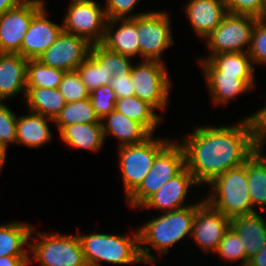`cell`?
Listing matches in <instances>:
<instances>
[{
    "mask_svg": "<svg viewBox=\"0 0 266 266\" xmlns=\"http://www.w3.org/2000/svg\"><path fill=\"white\" fill-rule=\"evenodd\" d=\"M207 89L215 105L227 104L235 97L254 88V79H239L238 75L223 74V71H203Z\"/></svg>",
    "mask_w": 266,
    "mask_h": 266,
    "instance_id": "ffe728a7",
    "label": "cell"
},
{
    "mask_svg": "<svg viewBox=\"0 0 266 266\" xmlns=\"http://www.w3.org/2000/svg\"><path fill=\"white\" fill-rule=\"evenodd\" d=\"M250 118L253 124L255 142L258 149H263L266 144V105L257 112L247 116Z\"/></svg>",
    "mask_w": 266,
    "mask_h": 266,
    "instance_id": "60d3db41",
    "label": "cell"
},
{
    "mask_svg": "<svg viewBox=\"0 0 266 266\" xmlns=\"http://www.w3.org/2000/svg\"><path fill=\"white\" fill-rule=\"evenodd\" d=\"M166 139H153L152 134L141 143L118 147L125 198L139 186L150 171L156 156L171 142Z\"/></svg>",
    "mask_w": 266,
    "mask_h": 266,
    "instance_id": "52a82bcc",
    "label": "cell"
},
{
    "mask_svg": "<svg viewBox=\"0 0 266 266\" xmlns=\"http://www.w3.org/2000/svg\"><path fill=\"white\" fill-rule=\"evenodd\" d=\"M63 142L73 148L98 151L104 138L102 123H76L65 126L60 132Z\"/></svg>",
    "mask_w": 266,
    "mask_h": 266,
    "instance_id": "d4e9b609",
    "label": "cell"
},
{
    "mask_svg": "<svg viewBox=\"0 0 266 266\" xmlns=\"http://www.w3.org/2000/svg\"><path fill=\"white\" fill-rule=\"evenodd\" d=\"M198 185L193 175L185 167L178 175L166 182L158 191L152 194L140 208H156L163 212L185 208L189 206L184 203L189 188L192 186L197 187Z\"/></svg>",
    "mask_w": 266,
    "mask_h": 266,
    "instance_id": "2e32d148",
    "label": "cell"
},
{
    "mask_svg": "<svg viewBox=\"0 0 266 266\" xmlns=\"http://www.w3.org/2000/svg\"><path fill=\"white\" fill-rule=\"evenodd\" d=\"M164 62L141 60L132 66L134 95L156 110H165L169 101L171 81Z\"/></svg>",
    "mask_w": 266,
    "mask_h": 266,
    "instance_id": "ba28073f",
    "label": "cell"
},
{
    "mask_svg": "<svg viewBox=\"0 0 266 266\" xmlns=\"http://www.w3.org/2000/svg\"><path fill=\"white\" fill-rule=\"evenodd\" d=\"M77 236L88 266H102V261L120 265L143 262L138 230L134 237L108 233Z\"/></svg>",
    "mask_w": 266,
    "mask_h": 266,
    "instance_id": "277c9868",
    "label": "cell"
},
{
    "mask_svg": "<svg viewBox=\"0 0 266 266\" xmlns=\"http://www.w3.org/2000/svg\"><path fill=\"white\" fill-rule=\"evenodd\" d=\"M110 86L113 88L116 99L134 96V85L131 81V74H121L111 77Z\"/></svg>",
    "mask_w": 266,
    "mask_h": 266,
    "instance_id": "b9f144b4",
    "label": "cell"
},
{
    "mask_svg": "<svg viewBox=\"0 0 266 266\" xmlns=\"http://www.w3.org/2000/svg\"><path fill=\"white\" fill-rule=\"evenodd\" d=\"M64 71L43 65L38 60H28L26 87L59 88Z\"/></svg>",
    "mask_w": 266,
    "mask_h": 266,
    "instance_id": "1f68e13d",
    "label": "cell"
},
{
    "mask_svg": "<svg viewBox=\"0 0 266 266\" xmlns=\"http://www.w3.org/2000/svg\"><path fill=\"white\" fill-rule=\"evenodd\" d=\"M216 254L223 258L222 260L237 261L241 260V266H247L249 260L246 258L244 247L241 243L240 237L230 227L221 240Z\"/></svg>",
    "mask_w": 266,
    "mask_h": 266,
    "instance_id": "836d02e7",
    "label": "cell"
},
{
    "mask_svg": "<svg viewBox=\"0 0 266 266\" xmlns=\"http://www.w3.org/2000/svg\"><path fill=\"white\" fill-rule=\"evenodd\" d=\"M139 0H106L105 14L107 20L125 19L140 16L146 13H138L130 15ZM129 14V15H128Z\"/></svg>",
    "mask_w": 266,
    "mask_h": 266,
    "instance_id": "ab89813d",
    "label": "cell"
},
{
    "mask_svg": "<svg viewBox=\"0 0 266 266\" xmlns=\"http://www.w3.org/2000/svg\"><path fill=\"white\" fill-rule=\"evenodd\" d=\"M252 64H266V20L257 18L248 51Z\"/></svg>",
    "mask_w": 266,
    "mask_h": 266,
    "instance_id": "8d00e7d4",
    "label": "cell"
},
{
    "mask_svg": "<svg viewBox=\"0 0 266 266\" xmlns=\"http://www.w3.org/2000/svg\"><path fill=\"white\" fill-rule=\"evenodd\" d=\"M256 19L248 15L227 13L221 23L205 38L210 54L203 59L220 53L248 52Z\"/></svg>",
    "mask_w": 266,
    "mask_h": 266,
    "instance_id": "9c48e42d",
    "label": "cell"
},
{
    "mask_svg": "<svg viewBox=\"0 0 266 266\" xmlns=\"http://www.w3.org/2000/svg\"><path fill=\"white\" fill-rule=\"evenodd\" d=\"M89 55L98 63L99 67H104L108 75H112V77L131 74L133 64L130 59L133 58L111 51L101 43L92 45Z\"/></svg>",
    "mask_w": 266,
    "mask_h": 266,
    "instance_id": "4dcf8cb0",
    "label": "cell"
},
{
    "mask_svg": "<svg viewBox=\"0 0 266 266\" xmlns=\"http://www.w3.org/2000/svg\"><path fill=\"white\" fill-rule=\"evenodd\" d=\"M169 17L165 11L137 16L138 42L143 60L163 62L161 54L174 44Z\"/></svg>",
    "mask_w": 266,
    "mask_h": 266,
    "instance_id": "8fae6325",
    "label": "cell"
},
{
    "mask_svg": "<svg viewBox=\"0 0 266 266\" xmlns=\"http://www.w3.org/2000/svg\"><path fill=\"white\" fill-rule=\"evenodd\" d=\"M25 101L29 111L55 120L66 101L58 88L26 87Z\"/></svg>",
    "mask_w": 266,
    "mask_h": 266,
    "instance_id": "484cf974",
    "label": "cell"
},
{
    "mask_svg": "<svg viewBox=\"0 0 266 266\" xmlns=\"http://www.w3.org/2000/svg\"><path fill=\"white\" fill-rule=\"evenodd\" d=\"M186 17L194 32L205 38L221 23L227 14L223 0H188Z\"/></svg>",
    "mask_w": 266,
    "mask_h": 266,
    "instance_id": "ac0fdd59",
    "label": "cell"
},
{
    "mask_svg": "<svg viewBox=\"0 0 266 266\" xmlns=\"http://www.w3.org/2000/svg\"><path fill=\"white\" fill-rule=\"evenodd\" d=\"M30 237L35 241L29 240V264L35 259L41 266H88L77 235L40 233L33 227Z\"/></svg>",
    "mask_w": 266,
    "mask_h": 266,
    "instance_id": "5b68a950",
    "label": "cell"
},
{
    "mask_svg": "<svg viewBox=\"0 0 266 266\" xmlns=\"http://www.w3.org/2000/svg\"><path fill=\"white\" fill-rule=\"evenodd\" d=\"M58 89L66 103L80 101L90 95L77 70L65 72Z\"/></svg>",
    "mask_w": 266,
    "mask_h": 266,
    "instance_id": "e575fe53",
    "label": "cell"
},
{
    "mask_svg": "<svg viewBox=\"0 0 266 266\" xmlns=\"http://www.w3.org/2000/svg\"><path fill=\"white\" fill-rule=\"evenodd\" d=\"M115 110L142 124L151 134H154L162 119L159 114L154 113L155 108L152 105L135 95L117 99Z\"/></svg>",
    "mask_w": 266,
    "mask_h": 266,
    "instance_id": "f1b7e54d",
    "label": "cell"
},
{
    "mask_svg": "<svg viewBox=\"0 0 266 266\" xmlns=\"http://www.w3.org/2000/svg\"><path fill=\"white\" fill-rule=\"evenodd\" d=\"M29 256H3L0 257V266H27Z\"/></svg>",
    "mask_w": 266,
    "mask_h": 266,
    "instance_id": "7bdbcfd3",
    "label": "cell"
},
{
    "mask_svg": "<svg viewBox=\"0 0 266 266\" xmlns=\"http://www.w3.org/2000/svg\"><path fill=\"white\" fill-rule=\"evenodd\" d=\"M246 171L252 205L262 211L266 206V156L263 149H257L246 161Z\"/></svg>",
    "mask_w": 266,
    "mask_h": 266,
    "instance_id": "83f0119b",
    "label": "cell"
},
{
    "mask_svg": "<svg viewBox=\"0 0 266 266\" xmlns=\"http://www.w3.org/2000/svg\"><path fill=\"white\" fill-rule=\"evenodd\" d=\"M91 44L84 38L62 31L57 40L37 59L43 65L74 71L89 56Z\"/></svg>",
    "mask_w": 266,
    "mask_h": 266,
    "instance_id": "4fadbf2b",
    "label": "cell"
},
{
    "mask_svg": "<svg viewBox=\"0 0 266 266\" xmlns=\"http://www.w3.org/2000/svg\"><path fill=\"white\" fill-rule=\"evenodd\" d=\"M208 185L211 193L204 199L226 217L256 212L249 195L246 162L217 176Z\"/></svg>",
    "mask_w": 266,
    "mask_h": 266,
    "instance_id": "3957f363",
    "label": "cell"
},
{
    "mask_svg": "<svg viewBox=\"0 0 266 266\" xmlns=\"http://www.w3.org/2000/svg\"><path fill=\"white\" fill-rule=\"evenodd\" d=\"M231 228L240 237L248 260L266 244V220L258 212L231 218Z\"/></svg>",
    "mask_w": 266,
    "mask_h": 266,
    "instance_id": "44dd1931",
    "label": "cell"
},
{
    "mask_svg": "<svg viewBox=\"0 0 266 266\" xmlns=\"http://www.w3.org/2000/svg\"><path fill=\"white\" fill-rule=\"evenodd\" d=\"M22 1L24 0H0V16L18 6Z\"/></svg>",
    "mask_w": 266,
    "mask_h": 266,
    "instance_id": "f6af8a7d",
    "label": "cell"
},
{
    "mask_svg": "<svg viewBox=\"0 0 266 266\" xmlns=\"http://www.w3.org/2000/svg\"><path fill=\"white\" fill-rule=\"evenodd\" d=\"M204 200L196 204H189L182 209L158 215L138 229L143 263L155 264L157 262V257L150 253L151 248L147 245L157 250L159 255L168 254L169 247L187 235L191 237L196 209ZM145 244L146 246H141Z\"/></svg>",
    "mask_w": 266,
    "mask_h": 266,
    "instance_id": "7a4b0ae2",
    "label": "cell"
},
{
    "mask_svg": "<svg viewBox=\"0 0 266 266\" xmlns=\"http://www.w3.org/2000/svg\"><path fill=\"white\" fill-rule=\"evenodd\" d=\"M182 140L186 168L199 186L243 165L258 149L247 117L234 126H197Z\"/></svg>",
    "mask_w": 266,
    "mask_h": 266,
    "instance_id": "6da1fadb",
    "label": "cell"
},
{
    "mask_svg": "<svg viewBox=\"0 0 266 266\" xmlns=\"http://www.w3.org/2000/svg\"><path fill=\"white\" fill-rule=\"evenodd\" d=\"M247 266H266V244L255 256L249 259Z\"/></svg>",
    "mask_w": 266,
    "mask_h": 266,
    "instance_id": "ee69618b",
    "label": "cell"
},
{
    "mask_svg": "<svg viewBox=\"0 0 266 266\" xmlns=\"http://www.w3.org/2000/svg\"><path fill=\"white\" fill-rule=\"evenodd\" d=\"M89 98L96 115L102 120L106 115L115 110L116 95L110 85H103L92 92Z\"/></svg>",
    "mask_w": 266,
    "mask_h": 266,
    "instance_id": "d590c367",
    "label": "cell"
},
{
    "mask_svg": "<svg viewBox=\"0 0 266 266\" xmlns=\"http://www.w3.org/2000/svg\"><path fill=\"white\" fill-rule=\"evenodd\" d=\"M33 227L18 221L0 224V257L29 256L30 252L25 245L29 244Z\"/></svg>",
    "mask_w": 266,
    "mask_h": 266,
    "instance_id": "4316f807",
    "label": "cell"
},
{
    "mask_svg": "<svg viewBox=\"0 0 266 266\" xmlns=\"http://www.w3.org/2000/svg\"><path fill=\"white\" fill-rule=\"evenodd\" d=\"M198 61L203 71H223V74L238 75L239 79H254L255 65L248 52L214 54Z\"/></svg>",
    "mask_w": 266,
    "mask_h": 266,
    "instance_id": "603a6c76",
    "label": "cell"
},
{
    "mask_svg": "<svg viewBox=\"0 0 266 266\" xmlns=\"http://www.w3.org/2000/svg\"><path fill=\"white\" fill-rule=\"evenodd\" d=\"M107 17L94 0H71L62 21L63 31L86 39L91 45L103 41Z\"/></svg>",
    "mask_w": 266,
    "mask_h": 266,
    "instance_id": "30bf717a",
    "label": "cell"
},
{
    "mask_svg": "<svg viewBox=\"0 0 266 266\" xmlns=\"http://www.w3.org/2000/svg\"><path fill=\"white\" fill-rule=\"evenodd\" d=\"M17 115L5 103L0 102V144L7 150V145L16 143Z\"/></svg>",
    "mask_w": 266,
    "mask_h": 266,
    "instance_id": "74e56055",
    "label": "cell"
},
{
    "mask_svg": "<svg viewBox=\"0 0 266 266\" xmlns=\"http://www.w3.org/2000/svg\"><path fill=\"white\" fill-rule=\"evenodd\" d=\"M230 227L231 219L204 200L196 209L191 238L203 252L216 253Z\"/></svg>",
    "mask_w": 266,
    "mask_h": 266,
    "instance_id": "5bb4252c",
    "label": "cell"
},
{
    "mask_svg": "<svg viewBox=\"0 0 266 266\" xmlns=\"http://www.w3.org/2000/svg\"><path fill=\"white\" fill-rule=\"evenodd\" d=\"M44 0H24L0 16V53L18 54L34 14Z\"/></svg>",
    "mask_w": 266,
    "mask_h": 266,
    "instance_id": "7c38bea8",
    "label": "cell"
},
{
    "mask_svg": "<svg viewBox=\"0 0 266 266\" xmlns=\"http://www.w3.org/2000/svg\"><path fill=\"white\" fill-rule=\"evenodd\" d=\"M28 60L20 54L0 53V102L26 94Z\"/></svg>",
    "mask_w": 266,
    "mask_h": 266,
    "instance_id": "d6986e66",
    "label": "cell"
},
{
    "mask_svg": "<svg viewBox=\"0 0 266 266\" xmlns=\"http://www.w3.org/2000/svg\"><path fill=\"white\" fill-rule=\"evenodd\" d=\"M29 112V115L17 117L16 143L30 148H38L51 141L52 132L48 123H53L54 120L38 113Z\"/></svg>",
    "mask_w": 266,
    "mask_h": 266,
    "instance_id": "cb8c5ba5",
    "label": "cell"
},
{
    "mask_svg": "<svg viewBox=\"0 0 266 266\" xmlns=\"http://www.w3.org/2000/svg\"><path fill=\"white\" fill-rule=\"evenodd\" d=\"M262 19L266 20V0H264Z\"/></svg>",
    "mask_w": 266,
    "mask_h": 266,
    "instance_id": "7dc6e473",
    "label": "cell"
},
{
    "mask_svg": "<svg viewBox=\"0 0 266 266\" xmlns=\"http://www.w3.org/2000/svg\"><path fill=\"white\" fill-rule=\"evenodd\" d=\"M59 132L68 125L76 123H102L96 115L90 98L66 103L54 120Z\"/></svg>",
    "mask_w": 266,
    "mask_h": 266,
    "instance_id": "f546056e",
    "label": "cell"
},
{
    "mask_svg": "<svg viewBox=\"0 0 266 266\" xmlns=\"http://www.w3.org/2000/svg\"><path fill=\"white\" fill-rule=\"evenodd\" d=\"M45 4L34 14L27 33L23 37L18 54L27 60H37L39 56L55 43L63 25L49 20Z\"/></svg>",
    "mask_w": 266,
    "mask_h": 266,
    "instance_id": "9a60e30c",
    "label": "cell"
},
{
    "mask_svg": "<svg viewBox=\"0 0 266 266\" xmlns=\"http://www.w3.org/2000/svg\"><path fill=\"white\" fill-rule=\"evenodd\" d=\"M227 13L261 18L264 0H223Z\"/></svg>",
    "mask_w": 266,
    "mask_h": 266,
    "instance_id": "f35d334b",
    "label": "cell"
},
{
    "mask_svg": "<svg viewBox=\"0 0 266 266\" xmlns=\"http://www.w3.org/2000/svg\"><path fill=\"white\" fill-rule=\"evenodd\" d=\"M77 72L89 92L103 85H110L112 75H108L104 67H99L98 63L90 55L80 64Z\"/></svg>",
    "mask_w": 266,
    "mask_h": 266,
    "instance_id": "d6a6232c",
    "label": "cell"
},
{
    "mask_svg": "<svg viewBox=\"0 0 266 266\" xmlns=\"http://www.w3.org/2000/svg\"><path fill=\"white\" fill-rule=\"evenodd\" d=\"M106 122H103L105 121ZM104 138L109 134L118 139V145H132L145 141L152 134L140 123L113 110L102 120Z\"/></svg>",
    "mask_w": 266,
    "mask_h": 266,
    "instance_id": "7402d4cb",
    "label": "cell"
},
{
    "mask_svg": "<svg viewBox=\"0 0 266 266\" xmlns=\"http://www.w3.org/2000/svg\"><path fill=\"white\" fill-rule=\"evenodd\" d=\"M185 165V152L178 142L171 141L154 159L152 167L139 186L126 198L133 208H139L166 182L178 175Z\"/></svg>",
    "mask_w": 266,
    "mask_h": 266,
    "instance_id": "8992f818",
    "label": "cell"
},
{
    "mask_svg": "<svg viewBox=\"0 0 266 266\" xmlns=\"http://www.w3.org/2000/svg\"><path fill=\"white\" fill-rule=\"evenodd\" d=\"M7 150L0 144V171L5 164ZM1 173V172H0Z\"/></svg>",
    "mask_w": 266,
    "mask_h": 266,
    "instance_id": "bcb514c9",
    "label": "cell"
},
{
    "mask_svg": "<svg viewBox=\"0 0 266 266\" xmlns=\"http://www.w3.org/2000/svg\"><path fill=\"white\" fill-rule=\"evenodd\" d=\"M120 22L121 24L117 28L116 25ZM138 41L137 16L133 18L107 20L104 38L101 42L104 47L132 58L136 55L140 56Z\"/></svg>",
    "mask_w": 266,
    "mask_h": 266,
    "instance_id": "e0dca14e",
    "label": "cell"
}]
</instances>
